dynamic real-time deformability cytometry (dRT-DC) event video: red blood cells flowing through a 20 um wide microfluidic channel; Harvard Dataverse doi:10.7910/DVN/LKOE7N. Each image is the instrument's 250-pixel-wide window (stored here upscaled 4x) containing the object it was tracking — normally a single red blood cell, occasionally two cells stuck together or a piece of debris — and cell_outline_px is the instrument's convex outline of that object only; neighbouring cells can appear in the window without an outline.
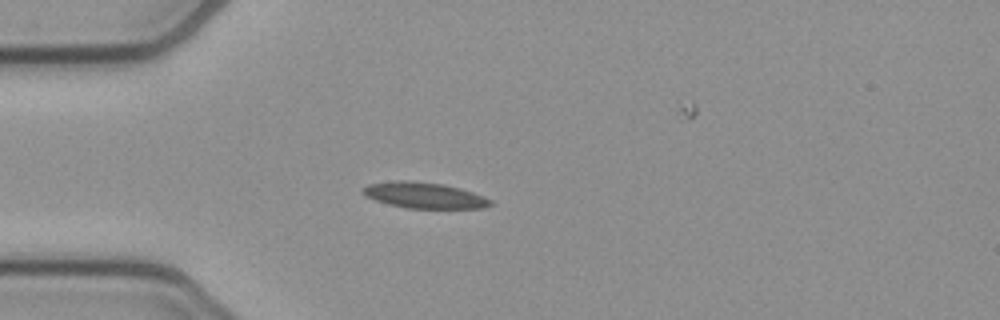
{"species": "common noctule bat (a hibernating species)", "species_latin": "Nyctalus noctula", "temperature_condition": "cold", "stored_images_in_passage": 40, "camera_frame_rate_fps": 3000, "um_per_image_px": 0.085, "animal": {"sex": "female", "body_mass_g": 21.9}, "frame": {"image": 1, "passage_image": 1, "time_ms": 0.0, "image_size_px": [1000, 320], "cell_outline_px": [[492, 204], [484, 208], [408, 208], [388, 204], [364, 196], [360, 192], [360, 188], [368, 184], [396, 180], [404, 180], [444, 184], [460, 188], [484, 196], [492, 200]], "centroid_in_image_um": [36.02, 16.59], "position_along_channel_um": 49.0, "area_um2": 19.36}}
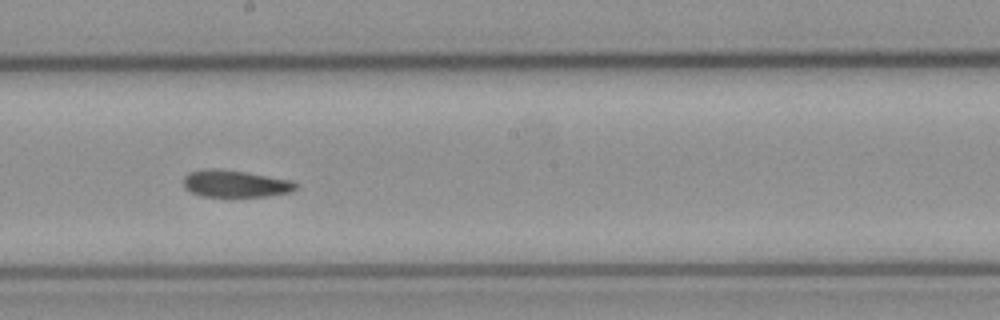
{"frame": {"image": 2, "passage_image": 16, "time_ms": 5.0, "image_size_px": [1000, 320], "cell_outline_px": [[300, 184], [292, 192], [268, 196], [200, 196], [184, 188], [184, 176], [188, 172], [204, 168], [216, 168], [244, 172], [292, 180]], "centroid_in_image_um": [20.0, 15.61], "position_along_channel_um": 228.2, "area_um2": 17.8}}
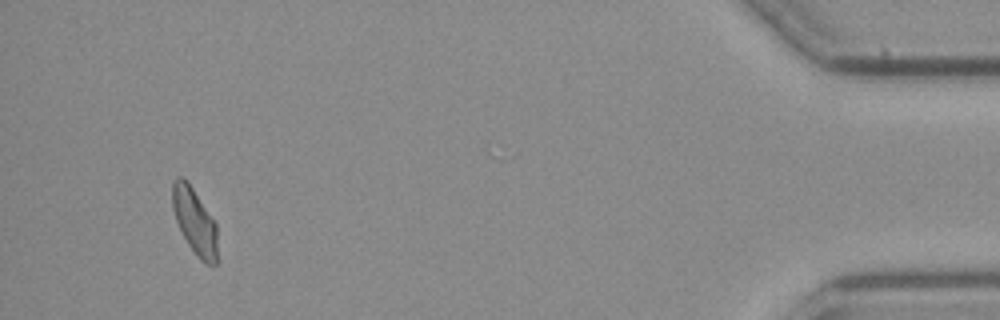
{"frame": {"image": 3, "passage_image": 37, "time_ms": 12.0, "image_size_px": [1000, 320], "cell_outline_px": [[216, 264], [204, 264], [196, 256], [188, 244], [176, 220], [172, 208], [172, 184], [176, 176], [184, 176], [216, 224]], "centroid_in_image_um": [16.51, 18.79], "position_along_channel_um": 418.7, "area_um2": 17.05}, "authors_computed_cell_mechanics": {"area_um2": 17.8602, "velocity_mm_per_s": 3.8336, "shape_relaxation_time_tau1_ms": null, "shape_relaxation_time_tau2_ms": 4.5342, "deformation_change_tau1": null, "deformation_change_tau2": 0.1086}}